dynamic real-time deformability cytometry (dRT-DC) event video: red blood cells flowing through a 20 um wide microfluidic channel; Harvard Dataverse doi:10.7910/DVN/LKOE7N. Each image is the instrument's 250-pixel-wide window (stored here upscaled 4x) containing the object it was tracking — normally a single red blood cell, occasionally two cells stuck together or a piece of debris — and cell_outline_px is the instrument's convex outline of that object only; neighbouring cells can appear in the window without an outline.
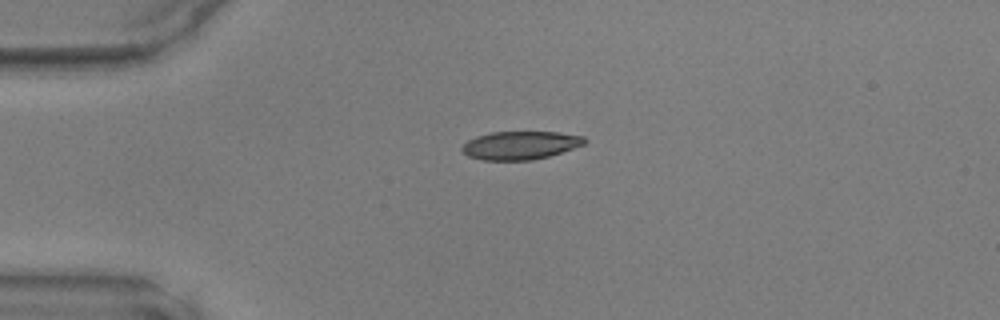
{"species": "common noctule bat (a hibernating species)", "species_latin": "Nyctalus noctula", "temperature_condition": "warm", "stored_images_in_passage": 37, "camera_frame_rate_fps": 3000, "um_per_image_px": 0.085, "animal": {"sex": "male", "body_mass_g": 17.9, "forearm_length_mm": 54.2}, "frame": {"image": 1, "passage_image": 1, "time_ms": 0.0, "image_size_px": [1000, 320], "cell_outline_px": [[588, 140], [584, 144], [548, 156], [532, 160], [484, 160], [468, 156], [460, 148], [468, 140], [476, 136], [492, 132], [560, 132], [584, 136]], "centroid_in_image_um": [44.23, 12.34], "position_along_channel_um": 40.8, "area_um2": 20.06}}
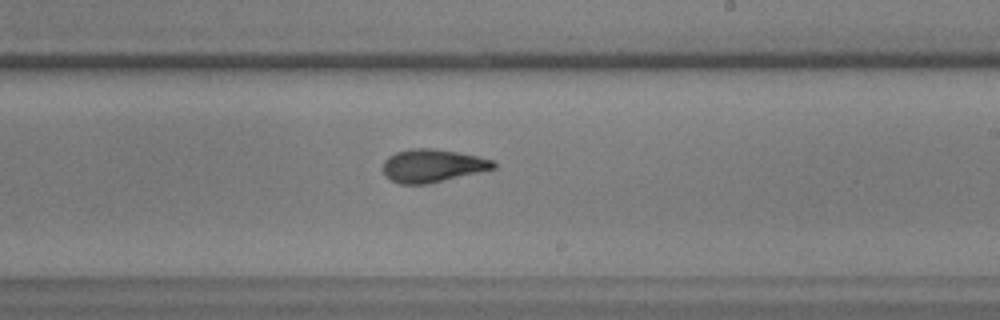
{"frame": {"image": 2, "passage_image": 18, "time_ms": 5.667, "image_size_px": [1000, 320], "cell_outline_px": [[496, 168], [428, 184], [400, 184], [384, 176], [380, 168], [384, 160], [388, 156], [396, 152], [408, 148], [432, 148], [456, 152], [496, 160]], "centroid_in_image_um": [36.71, 14.08], "position_along_channel_um": 252.3, "area_um2": 21.5}}
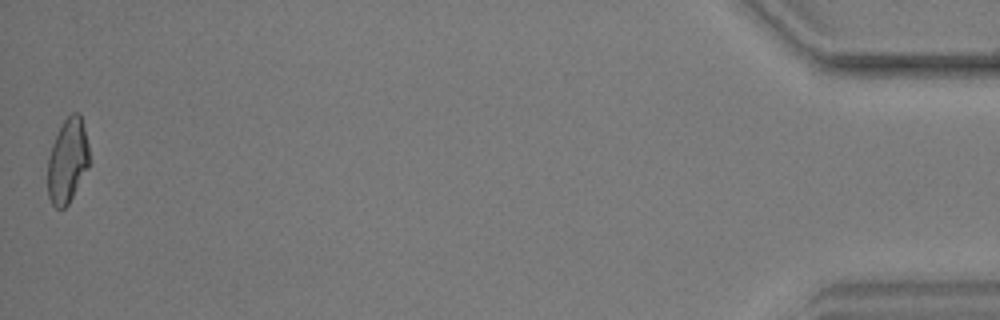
{"frame": {"image": 3, "passage_image": 37, "time_ms": 12.0, "image_size_px": [1000, 320], "cell_outline_px": [[88, 168], [68, 204], [64, 208], [56, 208], [52, 204], [48, 196], [48, 156], [52, 144], [64, 120], [72, 112], [80, 112], [88, 144]], "centroid_in_image_um": [5.73, 13.66], "position_along_channel_um": 429.5, "area_um2": 20.23}}